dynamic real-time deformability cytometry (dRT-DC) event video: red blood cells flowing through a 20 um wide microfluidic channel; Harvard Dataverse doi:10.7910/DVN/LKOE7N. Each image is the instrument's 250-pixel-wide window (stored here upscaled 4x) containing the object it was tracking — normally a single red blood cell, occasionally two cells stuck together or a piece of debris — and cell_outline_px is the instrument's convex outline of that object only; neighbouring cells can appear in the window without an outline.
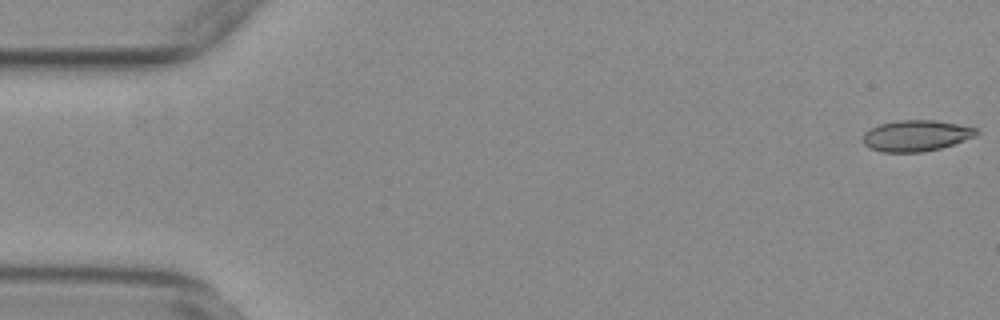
{"species": "common noctule bat (a hibernating species)", "species_latin": "Nyctalus noctula", "temperature_condition": "warm", "stored_images_in_passage": 55, "camera_frame_rate_fps": 3000, "um_per_image_px": 0.085, "animal": {"sex": "female", "body_mass_g": 29.2, "forearm_length_mm": 56.3}, "frame": {"image": 1, "passage_image": 1, "time_ms": 0.0, "image_size_px": [1000, 320], "cell_outline_px": [[980, 132], [976, 136], [940, 148], [924, 152], [884, 152], [868, 148], [860, 140], [864, 132], [880, 124], [900, 120], [936, 120], [976, 128]], "centroid_in_image_um": [77.83, 11.54], "position_along_channel_um": 7.2, "area_um2": 20.58}}
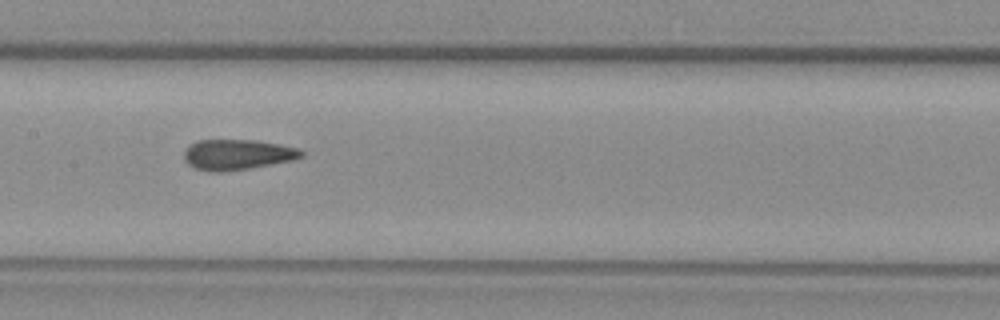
{"frame": {"image": 2, "passage_image": 27, "time_ms": 8.667, "image_size_px": [1000, 320], "cell_outline_px": [[304, 156], [292, 160], [248, 168], [220, 172], [208, 172], [196, 168], [188, 164], [184, 160], [184, 152], [188, 144], [196, 140], [256, 140], [280, 144], [296, 148], [304, 152]], "centroid_in_image_um": [20.13, 13.13], "position_along_channel_um": 187.3, "area_um2": 20.81}}
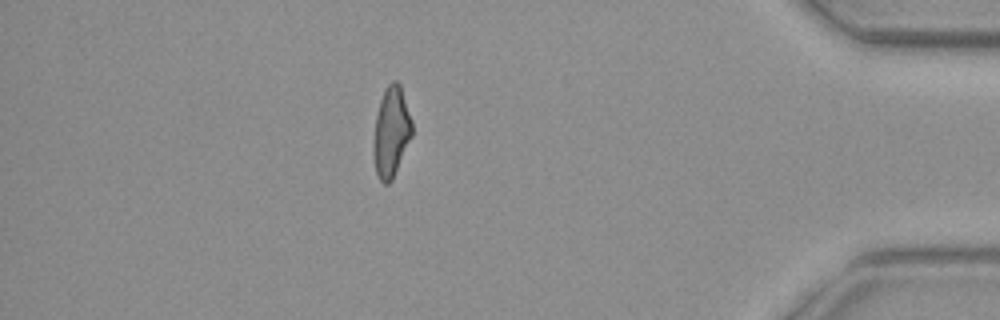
{"frame": {"image": 3, "passage_image": 48, "time_ms": 15.667, "image_size_px": [1000, 320], "cell_outline_px": [[412, 136], [392, 180], [388, 184], [384, 184], [380, 180], [376, 172], [372, 152], [372, 144], [376, 116], [380, 100], [388, 84], [392, 80], [396, 80], [400, 84], [412, 120]], "centroid_in_image_um": [33.24, 11.23], "position_along_channel_um": 402.0, "area_um2": 20.35}, "authors_computed_cell_mechanics": {"area_um2": 20.8658, "velocity_mm_per_s": 3.7525, "shape_relaxation_time_tau1_ms": null, "shape_relaxation_time_tau2_ms": 1.8258, "deformation_change_tau1": null, "deformation_change_tau2": 0.0938}}